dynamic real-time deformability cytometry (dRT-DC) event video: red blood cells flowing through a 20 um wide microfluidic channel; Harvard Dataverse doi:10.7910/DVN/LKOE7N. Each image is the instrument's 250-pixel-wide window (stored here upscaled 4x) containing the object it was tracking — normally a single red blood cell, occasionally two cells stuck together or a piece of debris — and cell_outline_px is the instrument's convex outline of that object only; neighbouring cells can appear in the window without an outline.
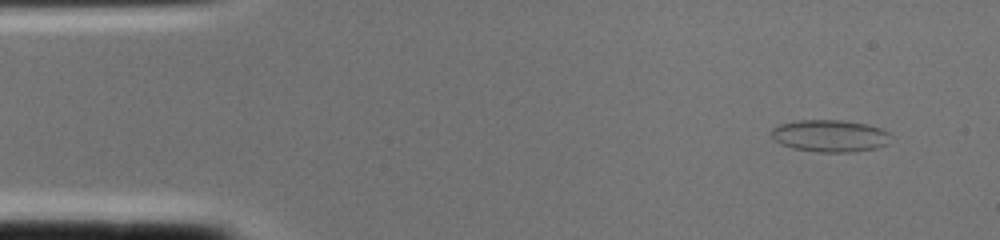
{"species": "common noctule bat (a hibernating species)", "species_latin": "Nyctalus noctula", "temperature_condition": "cold", "stored_images_in_passage": 1, "camera_frame_rate_fps": 3000, "um_per_image_px": 0.085, "animal": {"sex": "female", "body_mass_g": 22.0, "forearm_length_mm": 56.7}, "frame": {"image": 1, "passage_image": 1, "time_ms": 0.0, "image_size_px": [1000, 240], "cell_outline_px": [[888, 144], [876, 148], [852, 152], [816, 152], [792, 148], [780, 144], [772, 136], [772, 128], [776, 124], [796, 120], [840, 120], [868, 124], [880, 128], [888, 132]], "centroid_in_image_um": [70.5, 11.54], "position_along_channel_um": 14.5, "area_um2": 22.43}}